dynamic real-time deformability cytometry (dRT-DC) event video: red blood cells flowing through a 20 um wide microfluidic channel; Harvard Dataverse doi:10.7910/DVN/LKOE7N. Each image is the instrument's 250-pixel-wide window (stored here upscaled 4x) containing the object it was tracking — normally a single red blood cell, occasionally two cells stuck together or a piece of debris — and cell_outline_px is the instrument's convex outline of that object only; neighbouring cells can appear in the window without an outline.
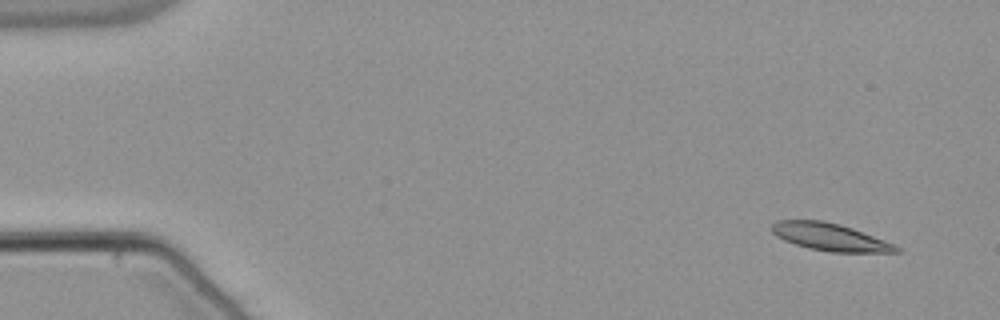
{"species": "common noctule bat (a hibernating species)", "species_latin": "Nyctalus noctula", "temperature_condition": "warm", "stored_images_in_passage": 13, "segment_of_instrument_passage": [1, 2], "camera_frame_rate_fps": 3000, "um_per_image_px": 0.085, "animal": {"sex": "male", "body_mass_g": 21.5, "forearm_length_mm": 52.0}, "frame": {"image": 1, "passage_image": 1, "time_ms": 0.0, "image_size_px": [1000, 320], "cell_outline_px": [[904, 252], [828, 252], [808, 248], [784, 240], [776, 236], [772, 232], [772, 224], [776, 220], [824, 220], [840, 224], [852, 228], [884, 240], [900, 248]], "centroid_in_image_um": [70.53, 20.14], "position_along_channel_um": 14.5, "area_um2": 19.83}}